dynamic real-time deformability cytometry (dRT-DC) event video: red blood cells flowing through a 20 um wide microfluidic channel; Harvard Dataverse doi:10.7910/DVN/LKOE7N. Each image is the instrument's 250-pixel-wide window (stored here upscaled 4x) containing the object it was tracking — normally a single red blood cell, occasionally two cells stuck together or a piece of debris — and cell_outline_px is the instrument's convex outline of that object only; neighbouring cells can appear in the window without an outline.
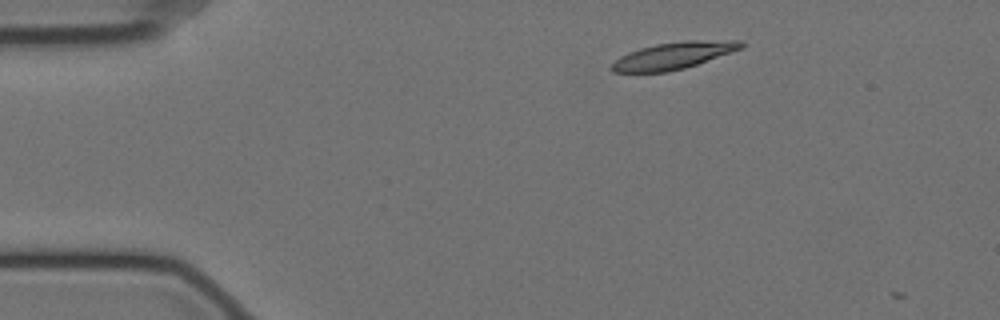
{"species": "Egyptian fruit bat (a non-hibernating species)", "species_latin": "Rousettus aegyptiacus", "temperature_condition": "cold", "stored_images_in_passage": 3, "camera_frame_rate_fps": 3000, "um_per_image_px": 0.085, "animal": {"sex": "female"}, "frame": {"image": 1, "passage_image": 1, "time_ms": 0.0, "image_size_px": [1000, 320], "cell_outline_px": [[744, 48], [684, 68], [668, 72], [612, 72], [608, 68], [620, 56], [628, 52], [640, 48], [656, 44], [684, 40], [740, 40], [744, 44]], "centroid_in_image_um": [57.24, 4.72], "position_along_channel_um": 27.8, "area_um2": 20.35}}